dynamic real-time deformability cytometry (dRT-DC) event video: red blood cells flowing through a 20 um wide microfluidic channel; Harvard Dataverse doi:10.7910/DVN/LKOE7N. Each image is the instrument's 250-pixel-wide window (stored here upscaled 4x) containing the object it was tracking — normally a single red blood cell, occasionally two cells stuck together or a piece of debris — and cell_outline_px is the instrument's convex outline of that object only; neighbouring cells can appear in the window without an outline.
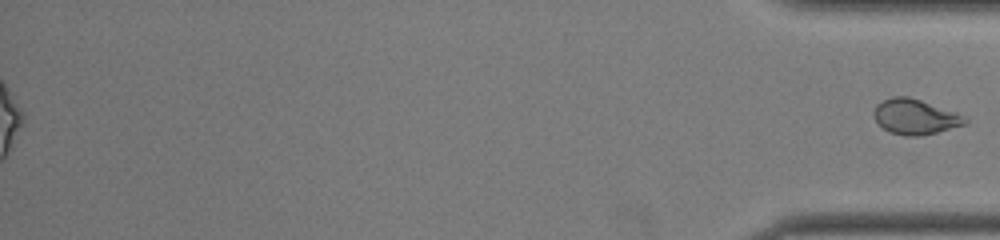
{"species": "common noctule bat (a hibernating species)", "species_latin": "Nyctalus noctula", "temperature_condition": "room temperature", "stored_images_in_passage": 51, "segment_of_instrument_passage": [2, 2], "camera_frame_rate_fps": 3000, "um_per_image_px": 0.085, "animal": {"sex": "female", "body_mass_g": 22.0, "forearm_length_mm": 56.7}, "frame": {"image": 1, "passage_image": 51, "time_ms": 16.667, "image_size_px": [1000, 240], "cell_outline_px": [[968, 120], [964, 124], [936, 132], [920, 136], [904, 136], [888, 132], [876, 120], [872, 112], [876, 104], [892, 96], [908, 96], [956, 112]], "centroid_in_image_um": [77.73, 9.92], "position_along_channel_um": 357.5, "area_um2": 18.5}}